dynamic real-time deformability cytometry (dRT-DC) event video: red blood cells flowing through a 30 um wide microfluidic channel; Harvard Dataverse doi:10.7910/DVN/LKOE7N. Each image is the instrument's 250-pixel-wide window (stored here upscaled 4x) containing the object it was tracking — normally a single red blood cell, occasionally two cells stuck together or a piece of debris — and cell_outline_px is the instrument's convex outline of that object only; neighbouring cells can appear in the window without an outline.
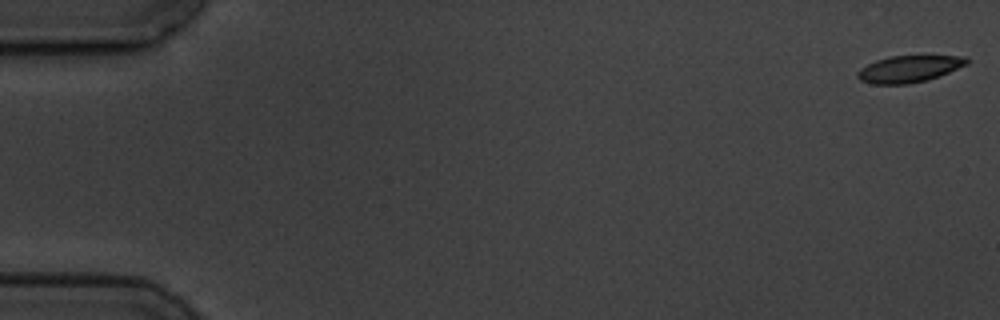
{"species": "common noctule bat (a hibernating species)", "species_latin": "Nyctalus noctula", "temperature_condition": "cold", "stored_images_in_passage": 8, "camera_frame_rate_fps": 3000, "um_per_image_px": 0.085, "animal": {"sex": "male", "body_mass_g": 19.5, "forearm_length_mm": 54.6}, "frame": {"image": 1, "passage_image": 1, "time_ms": 0.0, "image_size_px": [1000, 320], "cell_outline_px": [[968, 64], [928, 80], [908, 84], [872, 84], [860, 80], [856, 76], [856, 72], [860, 68], [876, 60], [892, 56], [968, 56]], "centroid_in_image_um": [77.25, 5.86], "position_along_channel_um": 7.8, "area_um2": 16.99}}
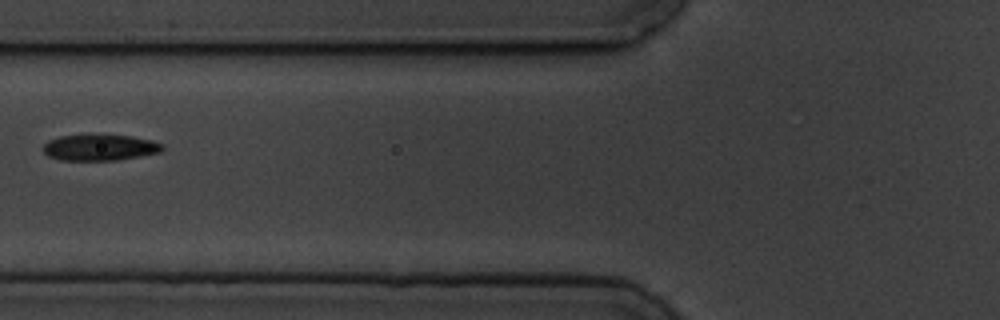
{"frame": {"image": 2, "passage_image": 7, "time_ms": 7.333, "image_size_px": [1000, 320], "cell_outline_px": [[164, 148], [160, 152], [140, 156], [116, 160], [60, 160], [48, 156], [44, 152], [44, 144], [48, 140], [60, 136], [92, 132], [132, 136], [152, 140], [164, 144]], "centroid_in_image_um": [8.48, 12.49], "position_along_channel_um": 117.3, "area_um2": 18.84}}
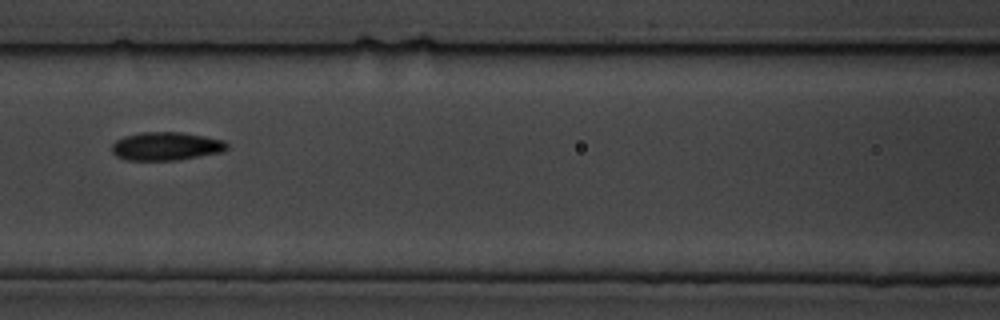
{"frame": {"image": 3, "passage_image": 8, "time_ms": 8.333, "image_size_px": [1000, 320], "cell_outline_px": [[228, 148], [224, 152], [176, 160], [128, 160], [116, 156], [112, 152], [112, 144], [116, 140], [124, 136], [140, 132], [184, 132], [224, 140], [228, 144]], "centroid_in_image_um": [14.14, 12.42], "position_along_channel_um": 152.5, "area_um2": 19.13}}